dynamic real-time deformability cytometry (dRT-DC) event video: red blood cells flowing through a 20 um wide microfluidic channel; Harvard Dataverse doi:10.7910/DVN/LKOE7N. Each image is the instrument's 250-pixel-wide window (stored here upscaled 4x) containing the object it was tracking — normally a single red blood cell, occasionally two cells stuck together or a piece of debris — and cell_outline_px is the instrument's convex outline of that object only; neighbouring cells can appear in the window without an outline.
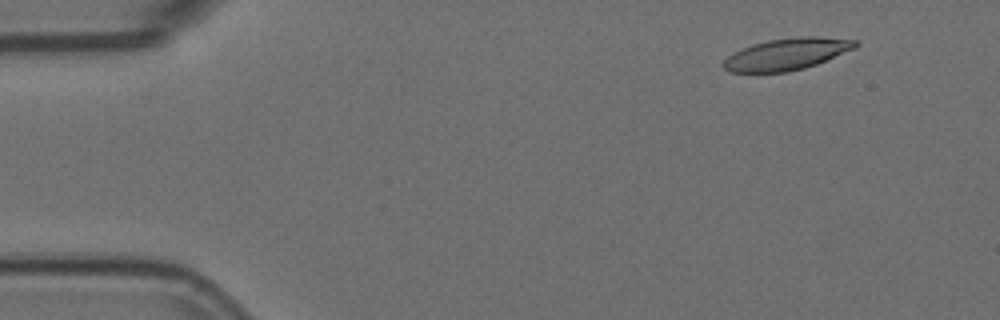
{"species": "Egyptian fruit bat (a non-hibernating species)", "species_latin": "Rousettus aegyptiacus", "temperature_condition": "room temperature", "stored_images_in_passage": 5, "camera_frame_rate_fps": 3000, "um_per_image_px": 0.085, "animal": {"sex": "female"}, "frame": {"image": 1, "passage_image": 2, "time_ms": 0.333, "image_size_px": [1000, 320], "cell_outline_px": [[860, 44], [856, 48], [816, 64], [804, 68], [788, 72], [732, 72], [724, 68], [724, 60], [728, 56], [752, 44], [768, 40], [800, 36], [820, 36], [856, 40]], "centroid_in_image_um": [66.94, 4.59], "position_along_channel_um": 18.1, "area_um2": 24.22}}
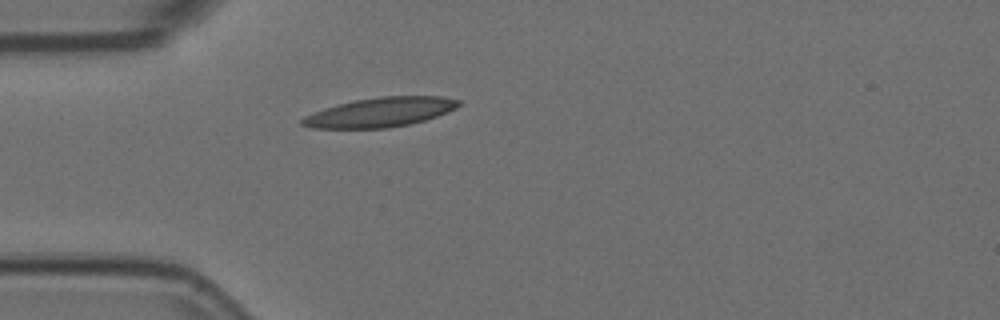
{"frame": {"image": 2, "passage_image": 5, "time_ms": 1.333, "image_size_px": [1000, 320], "cell_outline_px": [[460, 104], [456, 108], [448, 112], [424, 120], [408, 124], [388, 128], [312, 128], [300, 124], [300, 120], [304, 116], [324, 108], [336, 104], [356, 100], [380, 96], [440, 96], [460, 100]], "centroid_in_image_um": [32.3, 9.54], "position_along_channel_um": 52.7, "area_um2": 26.76}}